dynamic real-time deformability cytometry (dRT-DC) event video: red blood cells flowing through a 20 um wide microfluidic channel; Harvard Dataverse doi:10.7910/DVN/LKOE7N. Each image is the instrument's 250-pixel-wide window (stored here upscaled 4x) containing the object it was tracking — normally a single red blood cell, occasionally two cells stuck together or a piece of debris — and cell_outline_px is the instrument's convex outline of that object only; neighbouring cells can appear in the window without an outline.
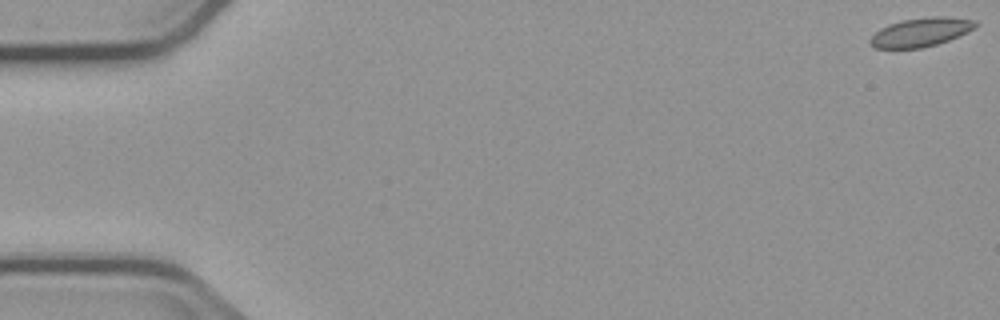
{"species": "common noctule bat (a hibernating species)", "species_latin": "Nyctalus noctula", "temperature_condition": "cold", "stored_images_in_passage": 8, "camera_frame_rate_fps": 3000, "um_per_image_px": 0.085, "animal": {"sex": "male", "body_mass_g": 23.1, "forearm_length_mm": 52.7}, "frame": {"image": 1, "passage_image": 1, "time_ms": 0.0, "image_size_px": [1000, 320], "cell_outline_px": [[976, 24], [968, 32], [948, 40], [936, 44], [920, 48], [876, 48], [868, 44], [868, 40], [880, 28], [888, 24], [904, 20], [932, 16], [948, 16], [976, 20]], "centroid_in_image_um": [78.24, 2.73], "position_along_channel_um": 6.8, "area_um2": 17.57}}
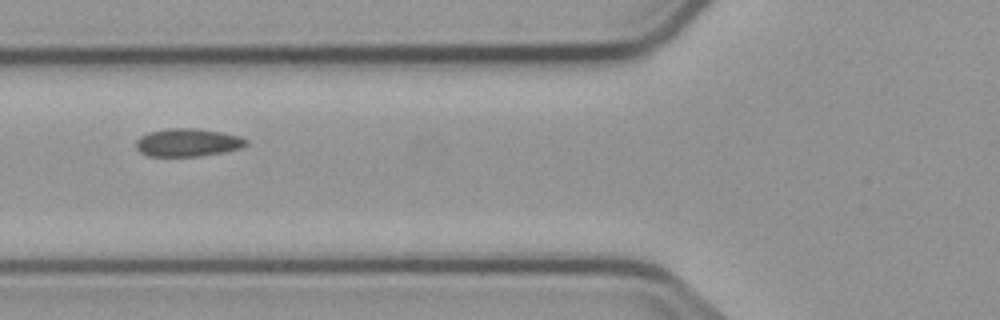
{"frame": {"image": 2, "passage_image": 7, "time_ms": 7.0, "image_size_px": [1000, 320], "cell_outline_px": [[248, 144], [240, 148], [224, 152], [200, 156], [148, 156], [140, 152], [136, 148], [136, 140], [140, 136], [148, 132], [168, 128], [196, 128], [220, 132], [240, 136], [248, 140]], "centroid_in_image_um": [15.94, 12.11], "position_along_channel_um": 109.9, "area_um2": 18.03}}
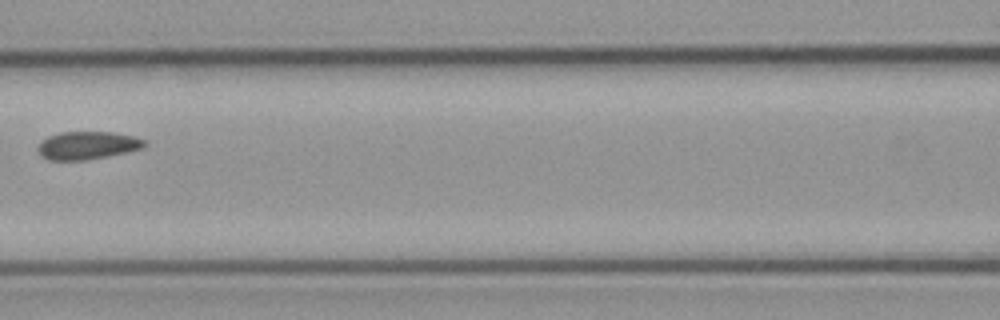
{"frame": {"image": 3, "passage_image": 8, "time_ms": 8.333, "image_size_px": [1000, 320], "cell_outline_px": [[148, 144], [144, 148], [108, 156], [88, 160], [48, 160], [36, 148], [48, 136], [60, 132], [112, 132], [132, 136], [144, 140]], "centroid_in_image_um": [7.46, 12.36], "position_along_channel_um": 159.1, "area_um2": 17.22}}